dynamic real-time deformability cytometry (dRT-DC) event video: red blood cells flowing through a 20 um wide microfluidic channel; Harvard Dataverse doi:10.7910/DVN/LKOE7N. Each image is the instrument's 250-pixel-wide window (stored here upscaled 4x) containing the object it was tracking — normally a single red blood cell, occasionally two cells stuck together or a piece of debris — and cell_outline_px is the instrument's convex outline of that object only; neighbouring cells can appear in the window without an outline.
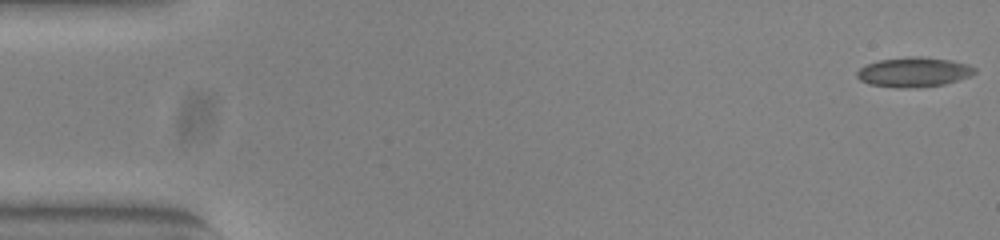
{"species": "common noctule bat (a hibernating species)", "species_latin": "Nyctalus noctula", "temperature_condition": "warm", "stored_images_in_passage": 53, "camera_frame_rate_fps": 3000, "um_per_image_px": 0.085, "animal": {"sex": "female", "body_mass_g": 23.0, "forearm_length_mm": 53.4}, "frame": {"image": 1, "passage_image": 1, "time_ms": 0.0, "image_size_px": [1000, 240], "cell_outline_px": [[976, 72], [968, 76], [944, 84], [916, 88], [896, 88], [868, 84], [860, 80], [856, 76], [856, 72], [860, 68], [868, 64], [880, 60], [908, 56], [924, 56], [952, 60], [968, 64], [976, 68]], "centroid_in_image_um": [77.66, 6.12], "position_along_channel_um": 7.3, "area_um2": 20.52}}
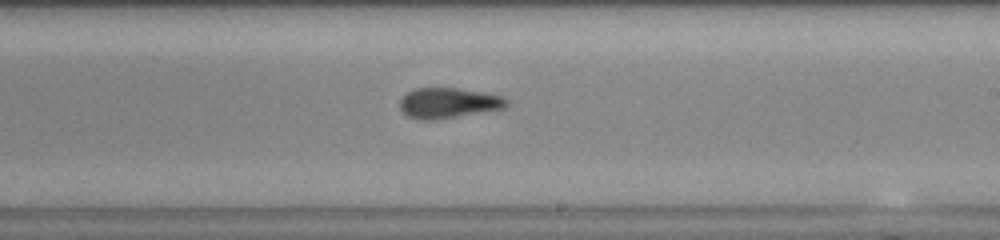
{"frame": {"image": 2, "passage_image": 31, "time_ms": 10.0, "image_size_px": [1000, 240], "cell_outline_px": [[508, 104], [504, 108], [432, 120], [420, 120], [408, 116], [400, 108], [400, 100], [408, 92], [416, 88], [456, 88], [484, 92], [504, 96], [508, 100]], "centroid_in_image_um": [38.12, 8.74], "position_along_channel_um": 250.9, "area_um2": 18.67}}
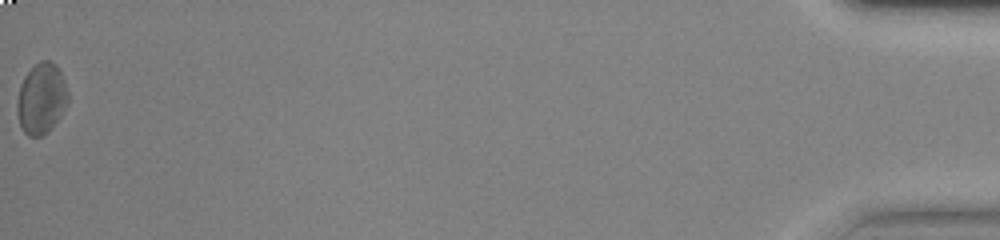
{"frame": {"image": 3, "passage_image": 53, "time_ms": 17.333, "image_size_px": [1000, 240], "cell_outline_px": [[68, 100], [64, 108], [56, 120], [40, 136], [28, 136], [24, 132], [20, 124], [16, 112], [16, 104], [20, 84], [24, 76], [40, 60], [52, 60], [56, 64], [60, 72], [68, 92]], "centroid_in_image_um": [3.48, 8.33], "position_along_channel_um": 431.7, "area_um2": 20.58}, "authors_computed_cell_mechanics": {"area_um2": 19.3052, "velocity_mm_per_s": 3.8813, "shape_relaxation_time_tau1_ms": null, "shape_relaxation_time_tau2_ms": 2.7111, "deformation_change_tau1": null, "deformation_change_tau2": 0.1003}}